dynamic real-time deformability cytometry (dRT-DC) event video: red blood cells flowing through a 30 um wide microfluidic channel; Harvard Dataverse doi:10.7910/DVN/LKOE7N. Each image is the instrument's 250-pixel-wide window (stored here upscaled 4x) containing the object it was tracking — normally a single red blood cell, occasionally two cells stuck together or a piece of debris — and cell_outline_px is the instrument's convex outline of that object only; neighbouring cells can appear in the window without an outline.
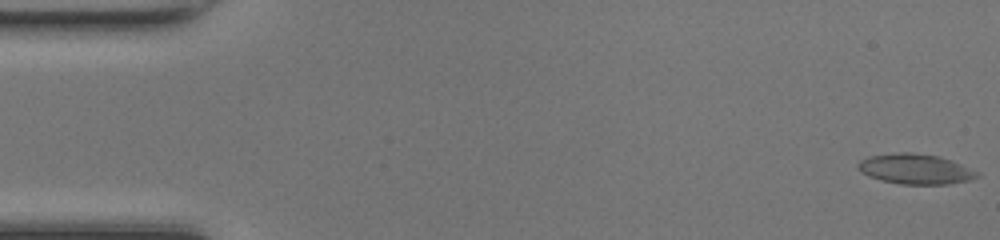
{"species": "common noctule bat (a hibernating species)", "species_latin": "Nyctalus noctula", "temperature_condition": "room temperature", "stored_images_in_passage": 49, "camera_frame_rate_fps": 3000, "um_per_image_px": 0.085, "animal": {"sex": "female", "body_mass_g": 17.0, "forearm_length_mm": 48.0}, "frame": {"image": 1, "passage_image": 1, "time_ms": 0.0, "image_size_px": [1000, 240], "cell_outline_px": [[980, 176], [968, 180], [948, 184], [900, 184], [880, 180], [868, 176], [860, 172], [856, 168], [856, 164], [860, 160], [868, 156], [892, 152], [912, 152], [940, 156], [952, 160], [980, 172]], "centroid_in_image_um": [77.77, 14.35], "position_along_channel_um": 7.2, "area_um2": 21.33}}
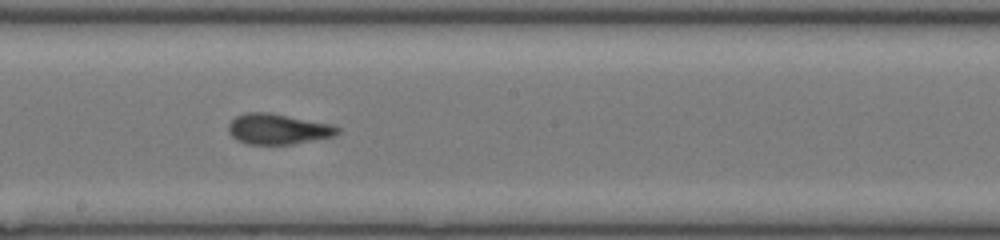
{"frame": {"image": 2, "passage_image": 27, "time_ms": 8.667, "image_size_px": [1000, 240], "cell_outline_px": [[340, 132], [336, 136], [292, 144], [248, 144], [236, 140], [228, 132], [228, 124], [236, 116], [244, 112], [272, 112], [332, 124], [340, 128]], "centroid_in_image_um": [23.64, 10.96], "position_along_channel_um": 224.6, "area_um2": 19.71}}
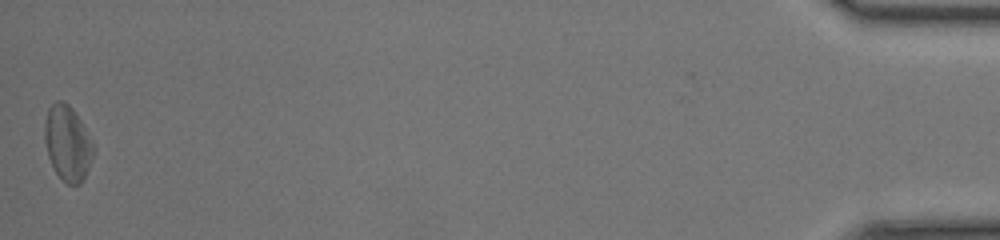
{"frame": {"image": 3, "passage_image": 49, "time_ms": 16.0, "image_size_px": [1000, 240], "cell_outline_px": [[96, 148], [84, 180], [80, 184], [68, 184], [56, 172], [48, 156], [44, 140], [44, 124], [48, 108], [56, 100], [64, 100], [72, 108], [80, 120]], "centroid_in_image_um": [5.75, 12.15], "position_along_channel_um": 429.5, "area_um2": 21.39}, "authors_computed_cell_mechanics": {"area_um2": 19.5942, "velocity_mm_per_s": 4.221, "shape_relaxation_time_tau1_ms": 3.5745, "shape_relaxation_time_tau2_ms": 1.6875, "deformation_change_tau1": 0.1453, "deformation_change_tau2": 0.098}}